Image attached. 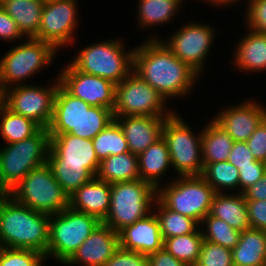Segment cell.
Here are the masks:
<instances>
[{
  "mask_svg": "<svg viewBox=\"0 0 266 266\" xmlns=\"http://www.w3.org/2000/svg\"><path fill=\"white\" fill-rule=\"evenodd\" d=\"M133 71L168 103L176 99L187 100L201 77L178 59L160 39L145 38L144 42L135 46Z\"/></svg>",
  "mask_w": 266,
  "mask_h": 266,
  "instance_id": "cell-1",
  "label": "cell"
},
{
  "mask_svg": "<svg viewBox=\"0 0 266 266\" xmlns=\"http://www.w3.org/2000/svg\"><path fill=\"white\" fill-rule=\"evenodd\" d=\"M246 1V2H245ZM245 15L242 17L245 27L266 34V0H245Z\"/></svg>",
  "mask_w": 266,
  "mask_h": 266,
  "instance_id": "cell-41",
  "label": "cell"
},
{
  "mask_svg": "<svg viewBox=\"0 0 266 266\" xmlns=\"http://www.w3.org/2000/svg\"><path fill=\"white\" fill-rule=\"evenodd\" d=\"M44 0H10L2 8L11 16L25 38H35L40 28Z\"/></svg>",
  "mask_w": 266,
  "mask_h": 266,
  "instance_id": "cell-28",
  "label": "cell"
},
{
  "mask_svg": "<svg viewBox=\"0 0 266 266\" xmlns=\"http://www.w3.org/2000/svg\"><path fill=\"white\" fill-rule=\"evenodd\" d=\"M198 1L200 2V0H198ZM242 1H244V0H203V2H206V4L208 3L209 6H212L214 8L220 7L221 9L223 7L224 10L226 9V7H228V9L232 6L238 7V4H240V2L244 3Z\"/></svg>",
  "mask_w": 266,
  "mask_h": 266,
  "instance_id": "cell-50",
  "label": "cell"
},
{
  "mask_svg": "<svg viewBox=\"0 0 266 266\" xmlns=\"http://www.w3.org/2000/svg\"><path fill=\"white\" fill-rule=\"evenodd\" d=\"M253 157L266 163V118L246 141Z\"/></svg>",
  "mask_w": 266,
  "mask_h": 266,
  "instance_id": "cell-45",
  "label": "cell"
},
{
  "mask_svg": "<svg viewBox=\"0 0 266 266\" xmlns=\"http://www.w3.org/2000/svg\"><path fill=\"white\" fill-rule=\"evenodd\" d=\"M140 179L158 189L164 182V175L171 172L172 164L168 146L163 137L138 155ZM163 179V180H162Z\"/></svg>",
  "mask_w": 266,
  "mask_h": 266,
  "instance_id": "cell-24",
  "label": "cell"
},
{
  "mask_svg": "<svg viewBox=\"0 0 266 266\" xmlns=\"http://www.w3.org/2000/svg\"><path fill=\"white\" fill-rule=\"evenodd\" d=\"M246 200H266V172L254 185L242 193Z\"/></svg>",
  "mask_w": 266,
  "mask_h": 266,
  "instance_id": "cell-49",
  "label": "cell"
},
{
  "mask_svg": "<svg viewBox=\"0 0 266 266\" xmlns=\"http://www.w3.org/2000/svg\"><path fill=\"white\" fill-rule=\"evenodd\" d=\"M148 266H189L172 254L166 251L164 248L158 250L155 253L148 255Z\"/></svg>",
  "mask_w": 266,
  "mask_h": 266,
  "instance_id": "cell-48",
  "label": "cell"
},
{
  "mask_svg": "<svg viewBox=\"0 0 266 266\" xmlns=\"http://www.w3.org/2000/svg\"><path fill=\"white\" fill-rule=\"evenodd\" d=\"M24 39L15 20L0 6V40L7 44H15Z\"/></svg>",
  "mask_w": 266,
  "mask_h": 266,
  "instance_id": "cell-44",
  "label": "cell"
},
{
  "mask_svg": "<svg viewBox=\"0 0 266 266\" xmlns=\"http://www.w3.org/2000/svg\"><path fill=\"white\" fill-rule=\"evenodd\" d=\"M11 47L0 59V87L3 90L28 84L29 79L55 63L60 53L51 44L35 38H25Z\"/></svg>",
  "mask_w": 266,
  "mask_h": 266,
  "instance_id": "cell-4",
  "label": "cell"
},
{
  "mask_svg": "<svg viewBox=\"0 0 266 266\" xmlns=\"http://www.w3.org/2000/svg\"><path fill=\"white\" fill-rule=\"evenodd\" d=\"M214 195V189L201 176H173L157 189V198L168 209L194 219L199 225L210 213Z\"/></svg>",
  "mask_w": 266,
  "mask_h": 266,
  "instance_id": "cell-10",
  "label": "cell"
},
{
  "mask_svg": "<svg viewBox=\"0 0 266 266\" xmlns=\"http://www.w3.org/2000/svg\"><path fill=\"white\" fill-rule=\"evenodd\" d=\"M92 144L100 162L110 155L129 152L124 133L115 120L92 139Z\"/></svg>",
  "mask_w": 266,
  "mask_h": 266,
  "instance_id": "cell-36",
  "label": "cell"
},
{
  "mask_svg": "<svg viewBox=\"0 0 266 266\" xmlns=\"http://www.w3.org/2000/svg\"><path fill=\"white\" fill-rule=\"evenodd\" d=\"M234 266H266V231L249 228L231 250Z\"/></svg>",
  "mask_w": 266,
  "mask_h": 266,
  "instance_id": "cell-26",
  "label": "cell"
},
{
  "mask_svg": "<svg viewBox=\"0 0 266 266\" xmlns=\"http://www.w3.org/2000/svg\"><path fill=\"white\" fill-rule=\"evenodd\" d=\"M47 164L51 167L56 181L69 197L95 177L84 165L64 164L50 150Z\"/></svg>",
  "mask_w": 266,
  "mask_h": 266,
  "instance_id": "cell-31",
  "label": "cell"
},
{
  "mask_svg": "<svg viewBox=\"0 0 266 266\" xmlns=\"http://www.w3.org/2000/svg\"><path fill=\"white\" fill-rule=\"evenodd\" d=\"M120 247L150 255L163 248L164 240L154 211L119 232Z\"/></svg>",
  "mask_w": 266,
  "mask_h": 266,
  "instance_id": "cell-19",
  "label": "cell"
},
{
  "mask_svg": "<svg viewBox=\"0 0 266 266\" xmlns=\"http://www.w3.org/2000/svg\"><path fill=\"white\" fill-rule=\"evenodd\" d=\"M104 266H148V255L119 246Z\"/></svg>",
  "mask_w": 266,
  "mask_h": 266,
  "instance_id": "cell-42",
  "label": "cell"
},
{
  "mask_svg": "<svg viewBox=\"0 0 266 266\" xmlns=\"http://www.w3.org/2000/svg\"><path fill=\"white\" fill-rule=\"evenodd\" d=\"M136 23L140 31H149L165 24L173 22L176 15H180L183 8L175 0H138ZM154 26V27H153ZM142 29V30H141Z\"/></svg>",
  "mask_w": 266,
  "mask_h": 266,
  "instance_id": "cell-27",
  "label": "cell"
},
{
  "mask_svg": "<svg viewBox=\"0 0 266 266\" xmlns=\"http://www.w3.org/2000/svg\"><path fill=\"white\" fill-rule=\"evenodd\" d=\"M100 223L96 217L70 206L50 215L47 262L51 258L62 266Z\"/></svg>",
  "mask_w": 266,
  "mask_h": 266,
  "instance_id": "cell-7",
  "label": "cell"
},
{
  "mask_svg": "<svg viewBox=\"0 0 266 266\" xmlns=\"http://www.w3.org/2000/svg\"><path fill=\"white\" fill-rule=\"evenodd\" d=\"M175 111L160 93L134 71L115 86L114 118L170 117Z\"/></svg>",
  "mask_w": 266,
  "mask_h": 266,
  "instance_id": "cell-12",
  "label": "cell"
},
{
  "mask_svg": "<svg viewBox=\"0 0 266 266\" xmlns=\"http://www.w3.org/2000/svg\"><path fill=\"white\" fill-rule=\"evenodd\" d=\"M78 4V0H46L35 39L51 44L57 51L73 47L81 22Z\"/></svg>",
  "mask_w": 266,
  "mask_h": 266,
  "instance_id": "cell-14",
  "label": "cell"
},
{
  "mask_svg": "<svg viewBox=\"0 0 266 266\" xmlns=\"http://www.w3.org/2000/svg\"><path fill=\"white\" fill-rule=\"evenodd\" d=\"M119 246V233L101 222L62 266H104Z\"/></svg>",
  "mask_w": 266,
  "mask_h": 266,
  "instance_id": "cell-17",
  "label": "cell"
},
{
  "mask_svg": "<svg viewBox=\"0 0 266 266\" xmlns=\"http://www.w3.org/2000/svg\"><path fill=\"white\" fill-rule=\"evenodd\" d=\"M167 117L121 116L114 120L122 129L132 154L139 155L162 137Z\"/></svg>",
  "mask_w": 266,
  "mask_h": 266,
  "instance_id": "cell-20",
  "label": "cell"
},
{
  "mask_svg": "<svg viewBox=\"0 0 266 266\" xmlns=\"http://www.w3.org/2000/svg\"><path fill=\"white\" fill-rule=\"evenodd\" d=\"M210 214L226 221L232 228L240 232L251 228L246 199L242 193H215Z\"/></svg>",
  "mask_w": 266,
  "mask_h": 266,
  "instance_id": "cell-25",
  "label": "cell"
},
{
  "mask_svg": "<svg viewBox=\"0 0 266 266\" xmlns=\"http://www.w3.org/2000/svg\"><path fill=\"white\" fill-rule=\"evenodd\" d=\"M204 238L199 227L194 233L164 239L163 248L181 262L194 266L201 252Z\"/></svg>",
  "mask_w": 266,
  "mask_h": 266,
  "instance_id": "cell-35",
  "label": "cell"
},
{
  "mask_svg": "<svg viewBox=\"0 0 266 266\" xmlns=\"http://www.w3.org/2000/svg\"><path fill=\"white\" fill-rule=\"evenodd\" d=\"M157 189L140 180L111 184L110 208L103 224L119 233L153 211Z\"/></svg>",
  "mask_w": 266,
  "mask_h": 266,
  "instance_id": "cell-8",
  "label": "cell"
},
{
  "mask_svg": "<svg viewBox=\"0 0 266 266\" xmlns=\"http://www.w3.org/2000/svg\"><path fill=\"white\" fill-rule=\"evenodd\" d=\"M124 39L112 38L96 43L86 44L74 53L71 64L86 74L95 75L120 83L126 78L134 67V49L127 50Z\"/></svg>",
  "mask_w": 266,
  "mask_h": 266,
  "instance_id": "cell-3",
  "label": "cell"
},
{
  "mask_svg": "<svg viewBox=\"0 0 266 266\" xmlns=\"http://www.w3.org/2000/svg\"><path fill=\"white\" fill-rule=\"evenodd\" d=\"M91 105L74 97L61 84L56 92L49 134H66L79 124V118Z\"/></svg>",
  "mask_w": 266,
  "mask_h": 266,
  "instance_id": "cell-23",
  "label": "cell"
},
{
  "mask_svg": "<svg viewBox=\"0 0 266 266\" xmlns=\"http://www.w3.org/2000/svg\"><path fill=\"white\" fill-rule=\"evenodd\" d=\"M257 161L246 142L234 141L233 147L229 154L228 162L233 164L236 168L252 166V162Z\"/></svg>",
  "mask_w": 266,
  "mask_h": 266,
  "instance_id": "cell-47",
  "label": "cell"
},
{
  "mask_svg": "<svg viewBox=\"0 0 266 266\" xmlns=\"http://www.w3.org/2000/svg\"><path fill=\"white\" fill-rule=\"evenodd\" d=\"M235 46L231 66L243 75L259 74L266 71V34L255 32L247 27ZM259 72V73H258Z\"/></svg>",
  "mask_w": 266,
  "mask_h": 266,
  "instance_id": "cell-21",
  "label": "cell"
},
{
  "mask_svg": "<svg viewBox=\"0 0 266 266\" xmlns=\"http://www.w3.org/2000/svg\"><path fill=\"white\" fill-rule=\"evenodd\" d=\"M199 226L205 241L221 245L231 250L239 241L240 231L232 228L226 221L214 217L210 213L203 218Z\"/></svg>",
  "mask_w": 266,
  "mask_h": 266,
  "instance_id": "cell-38",
  "label": "cell"
},
{
  "mask_svg": "<svg viewBox=\"0 0 266 266\" xmlns=\"http://www.w3.org/2000/svg\"><path fill=\"white\" fill-rule=\"evenodd\" d=\"M202 128V158L204 164L228 161L234 144L231 136L212 118Z\"/></svg>",
  "mask_w": 266,
  "mask_h": 266,
  "instance_id": "cell-29",
  "label": "cell"
},
{
  "mask_svg": "<svg viewBox=\"0 0 266 266\" xmlns=\"http://www.w3.org/2000/svg\"><path fill=\"white\" fill-rule=\"evenodd\" d=\"M223 106L212 119L219 124L234 141L246 142L255 129L266 118V105L250 98Z\"/></svg>",
  "mask_w": 266,
  "mask_h": 266,
  "instance_id": "cell-16",
  "label": "cell"
},
{
  "mask_svg": "<svg viewBox=\"0 0 266 266\" xmlns=\"http://www.w3.org/2000/svg\"><path fill=\"white\" fill-rule=\"evenodd\" d=\"M45 255L32 249L0 247V266H45Z\"/></svg>",
  "mask_w": 266,
  "mask_h": 266,
  "instance_id": "cell-39",
  "label": "cell"
},
{
  "mask_svg": "<svg viewBox=\"0 0 266 266\" xmlns=\"http://www.w3.org/2000/svg\"><path fill=\"white\" fill-rule=\"evenodd\" d=\"M8 1H10V0H0V6H1L2 4H4L5 2H8Z\"/></svg>",
  "mask_w": 266,
  "mask_h": 266,
  "instance_id": "cell-53",
  "label": "cell"
},
{
  "mask_svg": "<svg viewBox=\"0 0 266 266\" xmlns=\"http://www.w3.org/2000/svg\"><path fill=\"white\" fill-rule=\"evenodd\" d=\"M239 171V193L259 181L266 172V163L263 161L252 162V166L237 168Z\"/></svg>",
  "mask_w": 266,
  "mask_h": 266,
  "instance_id": "cell-43",
  "label": "cell"
},
{
  "mask_svg": "<svg viewBox=\"0 0 266 266\" xmlns=\"http://www.w3.org/2000/svg\"><path fill=\"white\" fill-rule=\"evenodd\" d=\"M214 25L202 21L197 22V19L189 22L186 20V23L181 24L180 28L172 31V34L164 39L155 32L146 38L160 39L178 59L187 63L202 76L208 67L207 60L214 48V39L218 33Z\"/></svg>",
  "mask_w": 266,
  "mask_h": 266,
  "instance_id": "cell-9",
  "label": "cell"
},
{
  "mask_svg": "<svg viewBox=\"0 0 266 266\" xmlns=\"http://www.w3.org/2000/svg\"><path fill=\"white\" fill-rule=\"evenodd\" d=\"M42 127L30 118L13 113L6 106L0 113V139L3 144L21 141L35 135Z\"/></svg>",
  "mask_w": 266,
  "mask_h": 266,
  "instance_id": "cell-33",
  "label": "cell"
},
{
  "mask_svg": "<svg viewBox=\"0 0 266 266\" xmlns=\"http://www.w3.org/2000/svg\"><path fill=\"white\" fill-rule=\"evenodd\" d=\"M96 177L109 184L140 180L138 155L130 151L110 155L100 162Z\"/></svg>",
  "mask_w": 266,
  "mask_h": 266,
  "instance_id": "cell-30",
  "label": "cell"
},
{
  "mask_svg": "<svg viewBox=\"0 0 266 266\" xmlns=\"http://www.w3.org/2000/svg\"><path fill=\"white\" fill-rule=\"evenodd\" d=\"M187 122L178 110L166 118L162 130L176 177L201 176L204 168L202 129L193 131Z\"/></svg>",
  "mask_w": 266,
  "mask_h": 266,
  "instance_id": "cell-6",
  "label": "cell"
},
{
  "mask_svg": "<svg viewBox=\"0 0 266 266\" xmlns=\"http://www.w3.org/2000/svg\"><path fill=\"white\" fill-rule=\"evenodd\" d=\"M178 4H180L182 7H183V9H184V7H185V2L187 1V0H175ZM197 1V0H196ZM184 3V4H183Z\"/></svg>",
  "mask_w": 266,
  "mask_h": 266,
  "instance_id": "cell-52",
  "label": "cell"
},
{
  "mask_svg": "<svg viewBox=\"0 0 266 266\" xmlns=\"http://www.w3.org/2000/svg\"><path fill=\"white\" fill-rule=\"evenodd\" d=\"M114 121L113 111L105 107L91 106L79 118V124L69 134L92 140L98 133Z\"/></svg>",
  "mask_w": 266,
  "mask_h": 266,
  "instance_id": "cell-37",
  "label": "cell"
},
{
  "mask_svg": "<svg viewBox=\"0 0 266 266\" xmlns=\"http://www.w3.org/2000/svg\"><path fill=\"white\" fill-rule=\"evenodd\" d=\"M49 150L64 164L84 165L95 177L100 167L92 140L66 134H49Z\"/></svg>",
  "mask_w": 266,
  "mask_h": 266,
  "instance_id": "cell-18",
  "label": "cell"
},
{
  "mask_svg": "<svg viewBox=\"0 0 266 266\" xmlns=\"http://www.w3.org/2000/svg\"><path fill=\"white\" fill-rule=\"evenodd\" d=\"M110 200L111 184L94 177L69 197V206L103 222L110 208Z\"/></svg>",
  "mask_w": 266,
  "mask_h": 266,
  "instance_id": "cell-22",
  "label": "cell"
},
{
  "mask_svg": "<svg viewBox=\"0 0 266 266\" xmlns=\"http://www.w3.org/2000/svg\"><path fill=\"white\" fill-rule=\"evenodd\" d=\"M194 266H234L232 251L229 248L204 240Z\"/></svg>",
  "mask_w": 266,
  "mask_h": 266,
  "instance_id": "cell-40",
  "label": "cell"
},
{
  "mask_svg": "<svg viewBox=\"0 0 266 266\" xmlns=\"http://www.w3.org/2000/svg\"><path fill=\"white\" fill-rule=\"evenodd\" d=\"M5 107V92L4 90L0 87V113Z\"/></svg>",
  "mask_w": 266,
  "mask_h": 266,
  "instance_id": "cell-51",
  "label": "cell"
},
{
  "mask_svg": "<svg viewBox=\"0 0 266 266\" xmlns=\"http://www.w3.org/2000/svg\"><path fill=\"white\" fill-rule=\"evenodd\" d=\"M153 211L158 218L163 240L194 233L200 227L194 219L168 209L158 198L154 202Z\"/></svg>",
  "mask_w": 266,
  "mask_h": 266,
  "instance_id": "cell-32",
  "label": "cell"
},
{
  "mask_svg": "<svg viewBox=\"0 0 266 266\" xmlns=\"http://www.w3.org/2000/svg\"><path fill=\"white\" fill-rule=\"evenodd\" d=\"M51 80L52 82L44 85L35 82L4 90L5 106L13 113L32 119L42 128H48L53 115L56 92L60 84L58 74Z\"/></svg>",
  "mask_w": 266,
  "mask_h": 266,
  "instance_id": "cell-13",
  "label": "cell"
},
{
  "mask_svg": "<svg viewBox=\"0 0 266 266\" xmlns=\"http://www.w3.org/2000/svg\"><path fill=\"white\" fill-rule=\"evenodd\" d=\"M8 194L34 211L49 215L69 207V196L56 181L48 164L31 170Z\"/></svg>",
  "mask_w": 266,
  "mask_h": 266,
  "instance_id": "cell-11",
  "label": "cell"
},
{
  "mask_svg": "<svg viewBox=\"0 0 266 266\" xmlns=\"http://www.w3.org/2000/svg\"><path fill=\"white\" fill-rule=\"evenodd\" d=\"M58 77L60 84L74 97L96 107L113 111L115 105V86L112 81L78 71L70 60L62 66Z\"/></svg>",
  "mask_w": 266,
  "mask_h": 266,
  "instance_id": "cell-15",
  "label": "cell"
},
{
  "mask_svg": "<svg viewBox=\"0 0 266 266\" xmlns=\"http://www.w3.org/2000/svg\"><path fill=\"white\" fill-rule=\"evenodd\" d=\"M49 219V214L0 194V247L36 250L47 261Z\"/></svg>",
  "mask_w": 266,
  "mask_h": 266,
  "instance_id": "cell-2",
  "label": "cell"
},
{
  "mask_svg": "<svg viewBox=\"0 0 266 266\" xmlns=\"http://www.w3.org/2000/svg\"><path fill=\"white\" fill-rule=\"evenodd\" d=\"M50 135L41 128L35 135L0 148V194H8L31 170L47 164Z\"/></svg>",
  "mask_w": 266,
  "mask_h": 266,
  "instance_id": "cell-5",
  "label": "cell"
},
{
  "mask_svg": "<svg viewBox=\"0 0 266 266\" xmlns=\"http://www.w3.org/2000/svg\"><path fill=\"white\" fill-rule=\"evenodd\" d=\"M251 228L266 231V200H246Z\"/></svg>",
  "mask_w": 266,
  "mask_h": 266,
  "instance_id": "cell-46",
  "label": "cell"
},
{
  "mask_svg": "<svg viewBox=\"0 0 266 266\" xmlns=\"http://www.w3.org/2000/svg\"><path fill=\"white\" fill-rule=\"evenodd\" d=\"M201 177L215 193H239V171L228 161L204 164Z\"/></svg>",
  "mask_w": 266,
  "mask_h": 266,
  "instance_id": "cell-34",
  "label": "cell"
}]
</instances>
